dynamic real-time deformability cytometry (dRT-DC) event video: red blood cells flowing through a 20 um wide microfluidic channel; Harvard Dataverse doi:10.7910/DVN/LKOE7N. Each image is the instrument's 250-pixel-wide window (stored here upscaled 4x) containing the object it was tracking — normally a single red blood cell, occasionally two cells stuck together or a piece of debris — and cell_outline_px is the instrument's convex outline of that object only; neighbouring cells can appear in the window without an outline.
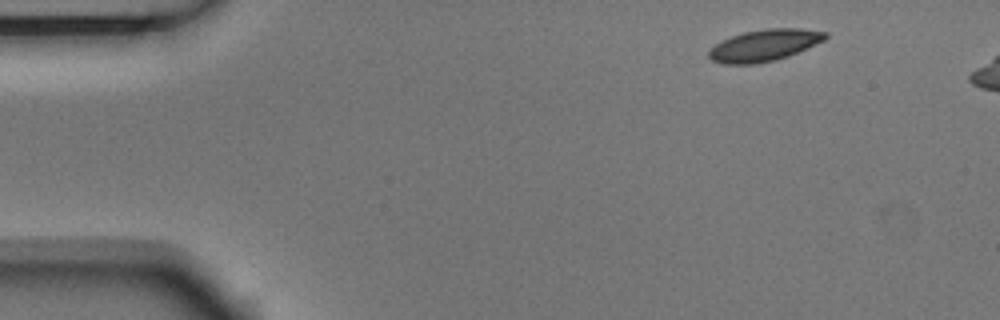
{"species": "Egyptian fruit bat (a non-hibernating species)", "species_latin": "Rousettus aegyptiacus", "temperature_condition": "room temperature", "stored_images_in_passage": 6, "segment_of_instrument_passage": [2, 2], "camera_frame_rate_fps": 3000, "um_per_image_px": 0.085, "animal": {"sex": "male"}, "frame": {"image": 1, "passage_image": 6, "time_ms": 1.667, "image_size_px": [1000, 320], "cell_outline_px": [[828, 36], [824, 40], [788, 56], [776, 60], [756, 64], [724, 64], [712, 60], [708, 56], [708, 52], [716, 44], [732, 36], [744, 32], [764, 28], [800, 28], [828, 32]], "centroid_in_image_um": [64.98, 3.85], "position_along_channel_um": 20.0, "area_um2": 21.39}}